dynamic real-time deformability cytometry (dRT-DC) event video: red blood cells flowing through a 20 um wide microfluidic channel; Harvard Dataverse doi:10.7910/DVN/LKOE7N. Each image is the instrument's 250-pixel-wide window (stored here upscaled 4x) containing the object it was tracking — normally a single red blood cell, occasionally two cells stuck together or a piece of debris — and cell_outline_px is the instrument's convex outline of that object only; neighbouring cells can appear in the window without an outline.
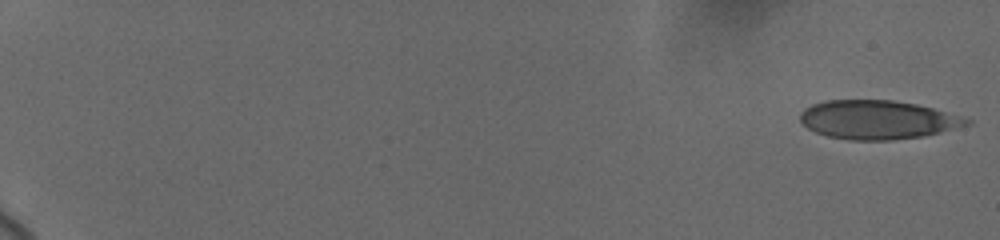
{"species": "human", "species_latin": "Homo sapiens", "temperature_condition": "cold", "stored_images_in_passage": 73, "camera_frame_rate_fps": 3000, "um_per_image_px": 0.085, "donor": {"sex": "female"}, "frame": {"image": 1, "passage_image": 1, "time_ms": 0.0, "image_size_px": [1000, 240], "cell_outline_px": [[972, 124], [924, 136], [892, 140], [848, 140], [828, 136], [816, 132], [808, 128], [800, 120], [800, 112], [804, 108], [812, 104], [824, 100], [892, 100], [916, 104], [932, 108], [972, 120]], "centroid_in_image_um": [74.57, 10.18], "position_along_channel_um": 10.4, "area_um2": 37.57}}
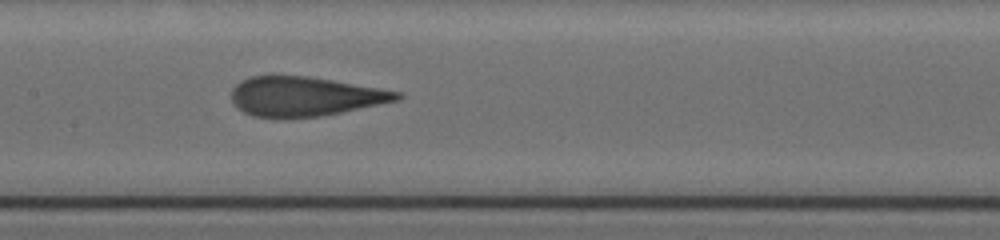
{"frame": {"image": 2, "passage_image": 33, "time_ms": 10.333, "image_size_px": [1000, 240], "cell_outline_px": [[404, 96], [400, 100], [320, 116], [284, 120], [252, 116], [236, 108], [232, 100], [232, 88], [240, 80], [252, 76], [304, 76], [332, 80], [400, 92]], "centroid_in_image_um": [25.85, 8.22], "position_along_channel_um": 181.5, "area_um2": 38.26}}
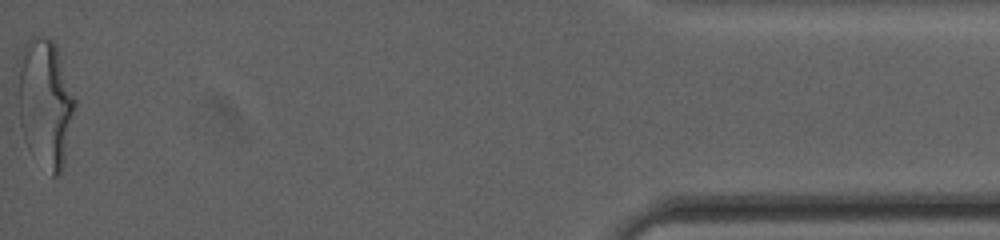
{"frame": {"image": 3, "passage_image": 72, "time_ms": 19.0, "image_size_px": [1000, 240], "cell_outline_px": [[76, 108], [64, 164], [60, 172], [56, 176], [52, 176], [28, 148], [24, 140], [20, 124], [16, 60], [24, 44], [28, 40], [36, 36], [52, 40], [56, 44], [76, 100]], "centroid_in_image_um": [3.83, 8.72], "position_along_channel_um": 431.4, "area_um2": 43.06}, "authors_computed_cell_mechanics": {"area_um2": 38.8416, "velocity_mm_per_s": 3.6973, "shape_relaxation_time_tau1_ms": 10.1879, "shape_relaxation_time_tau2_ms": 0.7352, "deformation_change_tau1": 0.2683, "deformation_change_tau2": 0.0762}}